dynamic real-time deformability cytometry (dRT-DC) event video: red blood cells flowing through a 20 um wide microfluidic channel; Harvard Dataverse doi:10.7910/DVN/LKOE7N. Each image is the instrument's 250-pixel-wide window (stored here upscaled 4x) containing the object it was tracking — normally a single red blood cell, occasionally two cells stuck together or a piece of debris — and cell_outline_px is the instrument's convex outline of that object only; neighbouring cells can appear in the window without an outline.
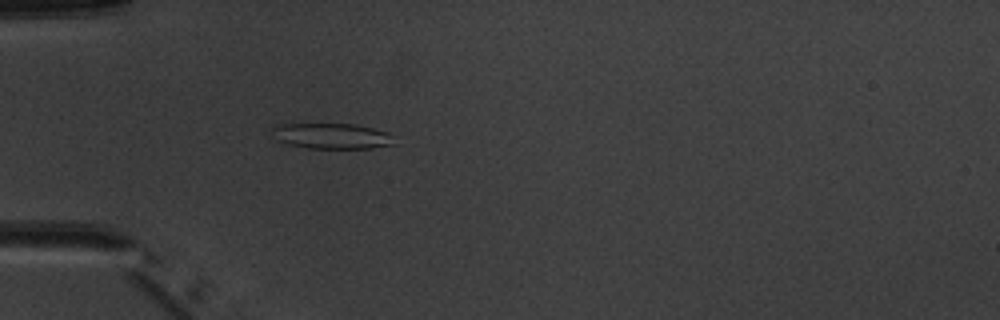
{"species": "common noctule bat (a hibernating species)", "species_latin": "Nyctalus noctula", "temperature_condition": "warm", "stored_images_in_passage": 3, "camera_frame_rate_fps": 3000, "um_per_image_px": 0.085, "animal": {"sex": "male", "body_mass_g": 20.1, "forearm_length_mm": 53.5}, "frame": {"image": 1, "passage_image": 3, "time_ms": 2.0, "image_size_px": [1000, 320], "cell_outline_px": [[396, 144], [372, 148], [308, 148], [288, 144], [280, 140], [272, 128], [276, 124], [356, 124], [388, 132]], "centroid_in_image_um": [28.26, 11.56], "position_along_channel_um": 56.7, "area_um2": 17.92}}